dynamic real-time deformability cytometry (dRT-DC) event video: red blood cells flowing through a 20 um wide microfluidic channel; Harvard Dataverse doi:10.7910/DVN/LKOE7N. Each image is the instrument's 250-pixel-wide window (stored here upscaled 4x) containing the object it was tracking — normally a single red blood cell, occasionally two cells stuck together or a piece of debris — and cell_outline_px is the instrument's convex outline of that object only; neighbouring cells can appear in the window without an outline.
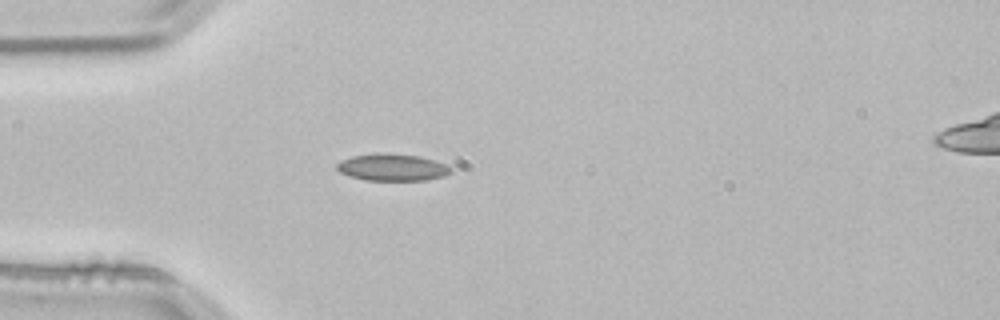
{"species": "common noctule bat (a hibernating species)", "species_latin": "Nyctalus noctula", "temperature_condition": "room temperature", "stored_images_in_passage": 39, "camera_frame_rate_fps": 3000, "um_per_image_px": 0.085, "animal": {"sex": "male", "body_mass_g": 21.5, "forearm_length_mm": 52.0}, "frame": {"image": 1, "passage_image": 1, "time_ms": 0.0, "image_size_px": [1000, 320], "cell_outline_px": [[452, 172], [444, 176], [428, 180], [364, 180], [340, 172], [336, 168], [336, 164], [340, 160], [352, 156], [376, 152], [388, 152], [420, 156], [436, 160], [448, 164], [452, 168]], "centroid_in_image_um": [33.38, 14.2], "position_along_channel_um": 51.6, "area_um2": 18.32}}
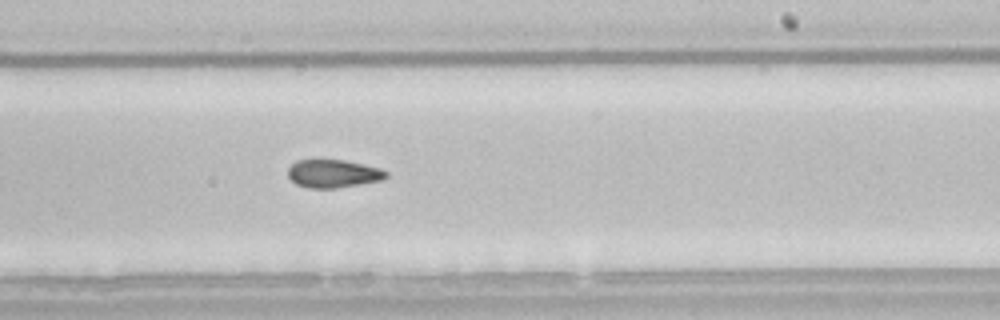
{"frame": {"image": 2, "passage_image": 18, "time_ms": 5.667, "image_size_px": [1000, 320], "cell_outline_px": [[388, 176], [384, 180], [336, 188], [308, 188], [296, 184], [288, 176], [288, 168], [296, 160], [344, 160], [364, 164], [380, 168], [388, 172]], "centroid_in_image_um": [28.35, 14.76], "position_along_channel_um": 260.7, "area_um2": 16.13}}
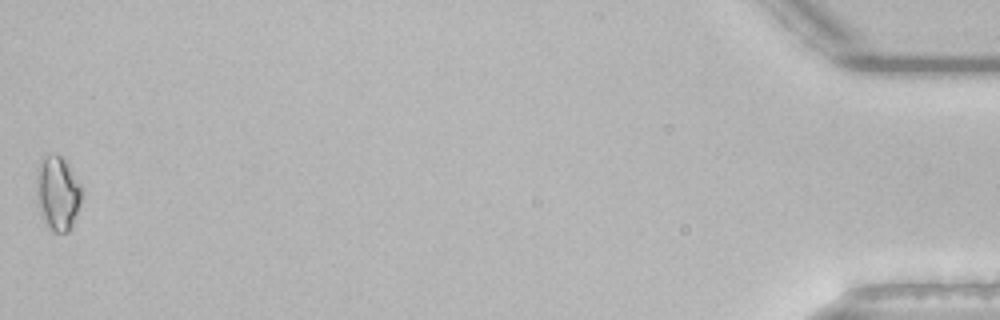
{"frame": {"image": 3, "passage_image": 39, "time_ms": 12.667, "image_size_px": [1000, 320], "cell_outline_px": [[84, 188], [80, 204], [72, 224], [68, 232], [52, 232], [44, 220], [40, 204], [40, 164], [48, 156], [56, 152], [64, 160]], "centroid_in_image_um": [5.01, 16.46], "position_along_channel_um": 430.2, "area_um2": 18.32}, "authors_computed_cell_mechanics": {"area_um2": 16.3574, "velocity_mm_per_s": 3.8447, "shape_relaxation_time_tau1_ms": null, "shape_relaxation_time_tau2_ms": 3.2591, "deformation_change_tau1": null, "deformation_change_tau2": 0.077}}